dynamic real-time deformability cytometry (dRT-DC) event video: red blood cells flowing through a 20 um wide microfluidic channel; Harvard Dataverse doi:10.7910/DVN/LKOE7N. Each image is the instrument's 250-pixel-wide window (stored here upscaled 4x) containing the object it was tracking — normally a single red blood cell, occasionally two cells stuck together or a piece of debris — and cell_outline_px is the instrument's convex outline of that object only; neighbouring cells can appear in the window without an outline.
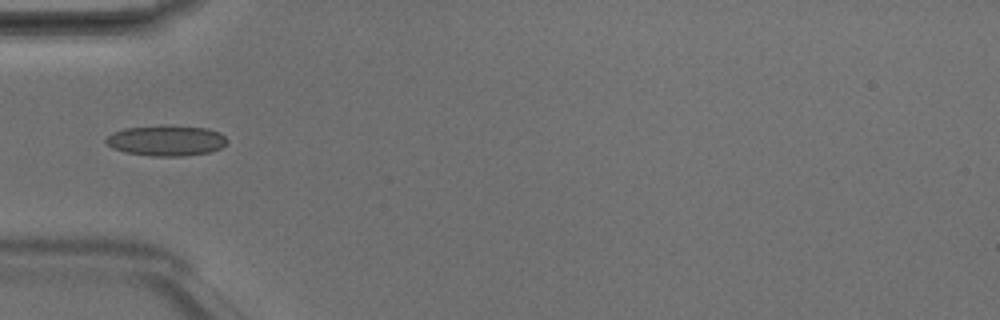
{"species": "Egyptian fruit bat (a non-hibernating species)", "species_latin": "Rousettus aegyptiacus", "temperature_condition": "room temperature", "stored_images_in_passage": 5, "camera_frame_rate_fps": 3000, "um_per_image_px": 0.085, "animal": {"sex": "male"}, "frame": {"image": 1, "passage_image": 5, "time_ms": 1.333, "image_size_px": [1000, 320], "cell_outline_px": [[228, 140], [220, 148], [208, 152], [184, 156], [152, 156], [124, 152], [112, 148], [104, 140], [112, 132], [124, 128], [160, 124], [172, 124], [208, 128], [220, 132]], "centroid_in_image_um": [14.12, 11.92], "position_along_channel_um": 70.9, "area_um2": 22.02}}